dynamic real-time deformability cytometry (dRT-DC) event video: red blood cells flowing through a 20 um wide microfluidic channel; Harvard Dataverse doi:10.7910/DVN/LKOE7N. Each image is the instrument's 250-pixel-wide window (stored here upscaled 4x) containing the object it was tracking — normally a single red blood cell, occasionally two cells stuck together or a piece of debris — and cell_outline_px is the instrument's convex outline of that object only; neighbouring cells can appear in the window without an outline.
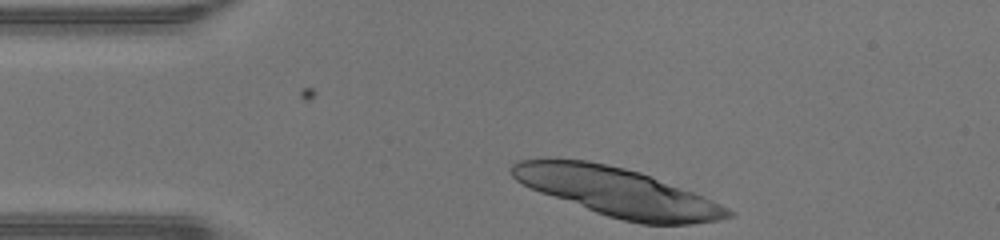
{"species": "human", "species_latin": "Homo sapiens", "temperature_condition": "warm", "stored_images_in_passage": 30, "camera_frame_rate_fps": 3000, "um_per_image_px": 0.085, "donor": {"sex": "male"}, "frame": {"image": 1, "passage_image": 1, "time_ms": 0.0, "image_size_px": [1000, 240], "cell_outline_px": [[736, 216], [716, 220], [692, 224], [640, 224], [608, 216], [596, 212], [540, 192], [516, 180], [512, 176], [512, 164], [516, 160], [588, 160], [608, 164], [640, 172], [704, 196], [736, 212]], "centroid_in_image_um": [52.55, 16.33], "position_along_channel_um": 32.4, "area_um2": 60.29}}
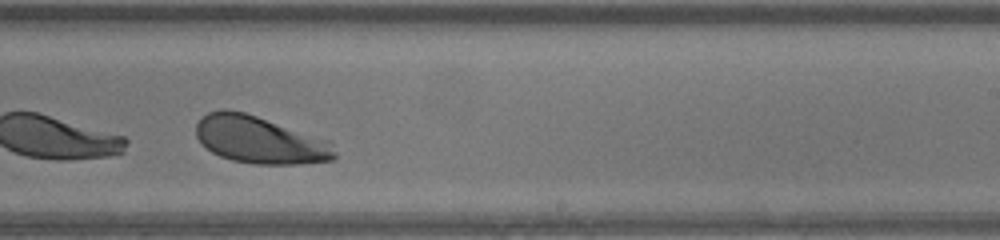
{"frame": {"image": 2, "passage_image": 21, "time_ms": 6.667, "image_size_px": [1000, 240], "cell_outline_px": [[336, 160], [296, 164], [256, 164], [232, 160], [220, 156], [212, 152], [196, 136], [196, 124], [208, 112], [220, 108], [228, 108], [244, 112], [328, 140], [336, 152]], "centroid_in_image_um": [22.08, 11.89], "position_along_channel_um": 266.9, "area_um2": 37.92}}
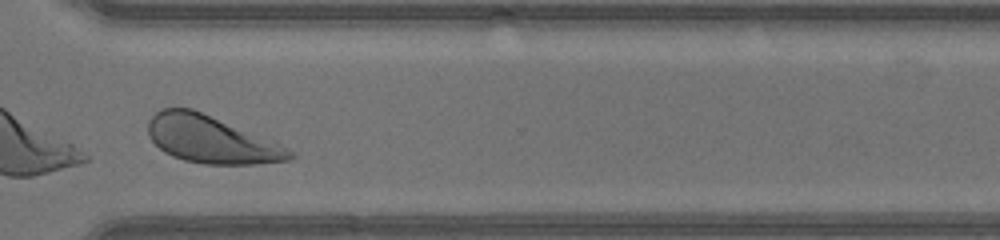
{"frame": {"image": 3, "passage_image": 27, "time_ms": 8.667, "image_size_px": [1000, 240], "cell_outline_px": [[296, 156], [292, 160], [252, 164], [204, 164], [184, 160], [172, 156], [164, 152], [148, 136], [148, 120], [156, 112], [164, 108], [192, 108], [276, 140], [292, 152]], "centroid_in_image_um": [17.99, 11.85], "position_along_channel_um": 352.6, "area_um2": 39.42}, "authors_computed_cell_mechanics": {"area_um2": 39.3329, "velocity_mm_per_s": 4.2784, "shape_relaxation_time_tau1_ms": 1.036, "shape_relaxation_time_tau2_ms": null, "deformation_change_tau1": 0.2956, "deformation_change_tau2": null}}